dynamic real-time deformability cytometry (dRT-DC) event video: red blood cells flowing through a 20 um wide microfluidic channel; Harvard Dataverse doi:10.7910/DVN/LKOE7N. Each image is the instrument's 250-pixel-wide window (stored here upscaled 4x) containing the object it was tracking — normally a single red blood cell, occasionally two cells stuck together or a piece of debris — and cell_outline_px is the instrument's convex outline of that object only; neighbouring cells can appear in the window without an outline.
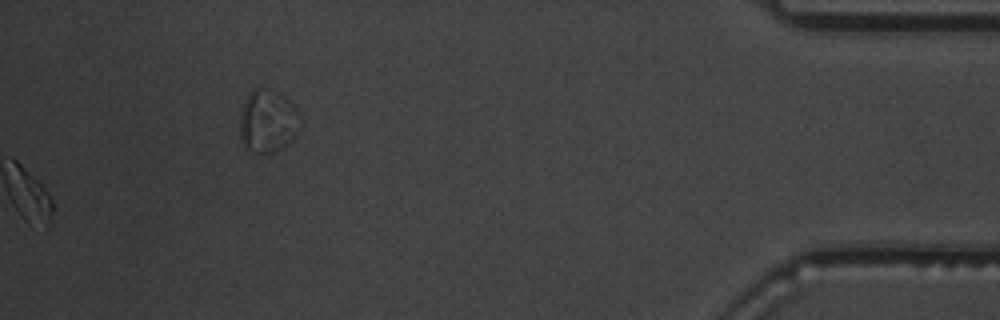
{"species": "common noctule bat (a hibernating species)", "species_latin": "Nyctalus noctula", "temperature_condition": "warm", "stored_images_in_passage": 54, "segment_of_instrument_passage": [2, 2], "camera_frame_rate_fps": 3000, "um_per_image_px": 0.085, "animal": {"sex": "male", "body_mass_g": 19.5, "forearm_length_mm": 54.6}, "frame": {"image": 1, "passage_image": 54, "time_ms": 17.667, "image_size_px": [1000, 320], "cell_outline_px": [[304, 128], [284, 148], [260, 156], [244, 148], [240, 140], [240, 116], [244, 100], [248, 92], [252, 88], [268, 88], [304, 124]], "centroid_in_image_um": [22.68, 10.44], "position_along_channel_um": 412.5, "area_um2": 21.79}}